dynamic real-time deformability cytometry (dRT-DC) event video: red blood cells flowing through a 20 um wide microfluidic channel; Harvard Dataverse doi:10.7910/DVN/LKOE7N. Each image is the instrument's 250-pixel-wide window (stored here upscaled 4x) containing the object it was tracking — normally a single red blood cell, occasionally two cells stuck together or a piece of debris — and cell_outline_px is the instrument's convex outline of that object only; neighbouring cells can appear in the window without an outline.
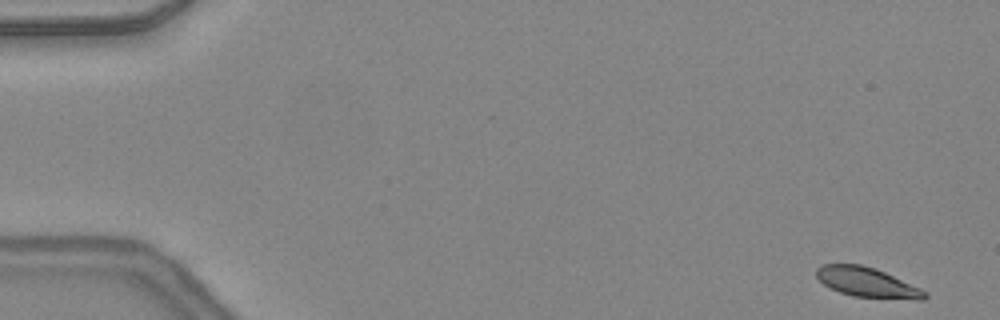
{"species": "common noctule bat (a hibernating species)", "species_latin": "Nyctalus noctula", "temperature_condition": "warm", "stored_images_in_passage": 47, "camera_frame_rate_fps": 3000, "um_per_image_px": 0.085, "animal": {"sex": "female", "body_mass_g": 24.6, "forearm_length_mm": 56.2}, "frame": {"image": 1, "passage_image": 1, "time_ms": 0.0, "image_size_px": [1000, 320], "cell_outline_px": [[928, 296], [924, 300], [916, 300], [852, 296], [840, 292], [824, 284], [816, 276], [816, 268], [824, 264], [860, 264], [876, 268], [920, 288], [928, 292]], "centroid_in_image_um": [73.74, 24.0], "position_along_channel_um": 11.3, "area_um2": 18.79}}
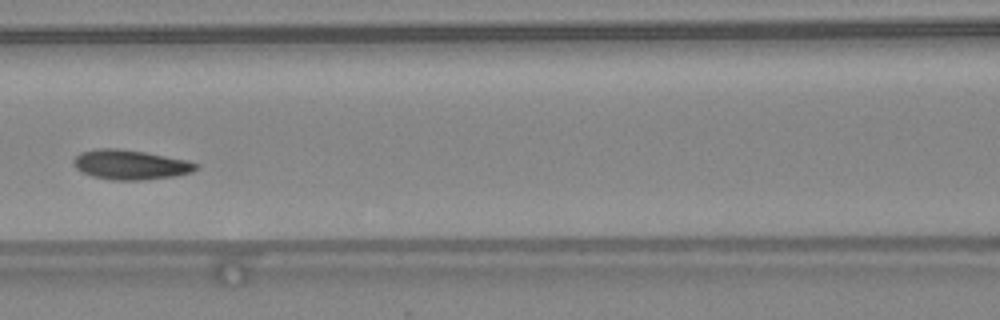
{"frame": {"image": 2, "passage_image": 21, "time_ms": 6.667, "image_size_px": [1000, 320], "cell_outline_px": [[196, 168], [192, 172], [176, 176], [140, 180], [112, 180], [92, 176], [76, 168], [72, 164], [72, 160], [80, 152], [96, 148], [116, 148], [144, 152], [184, 160], [196, 164]], "centroid_in_image_um": [11.01, 14.0], "position_along_channel_um": 155.6, "area_um2": 20.92}}
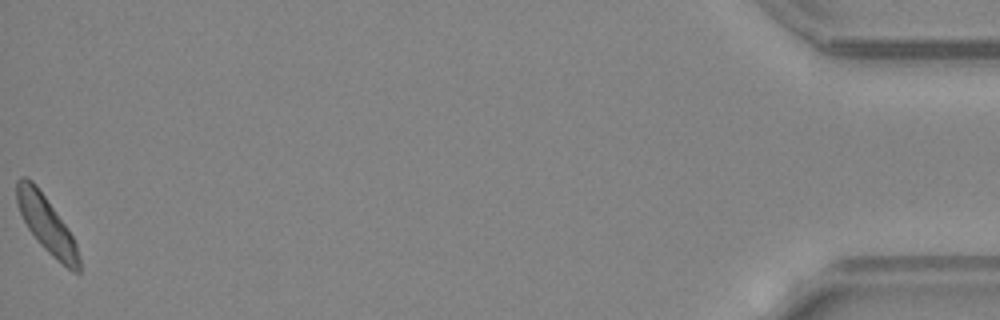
{"frame": {"image": 3, "passage_image": 47, "time_ms": 15.333, "image_size_px": [1000, 320], "cell_outline_px": [[80, 272], [72, 272], [52, 256], [40, 244], [28, 228], [16, 204], [16, 180], [20, 176], [24, 176], [32, 180], [36, 184], [64, 224], [72, 236], [76, 244], [80, 260]], "centroid_in_image_um": [3.93, 19.06], "position_along_channel_um": 431.3, "area_um2": 20.17}, "authors_computed_cell_mechanics": {"area_um2": 20.1722, "velocity_mm_per_s": 4.3302, "shape_relaxation_time_tau1_ms": 2.3788, "shape_relaxation_time_tau2_ms": 3.7911, "deformation_change_tau1": 0.1092, "deformation_change_tau2": 0.0906}}